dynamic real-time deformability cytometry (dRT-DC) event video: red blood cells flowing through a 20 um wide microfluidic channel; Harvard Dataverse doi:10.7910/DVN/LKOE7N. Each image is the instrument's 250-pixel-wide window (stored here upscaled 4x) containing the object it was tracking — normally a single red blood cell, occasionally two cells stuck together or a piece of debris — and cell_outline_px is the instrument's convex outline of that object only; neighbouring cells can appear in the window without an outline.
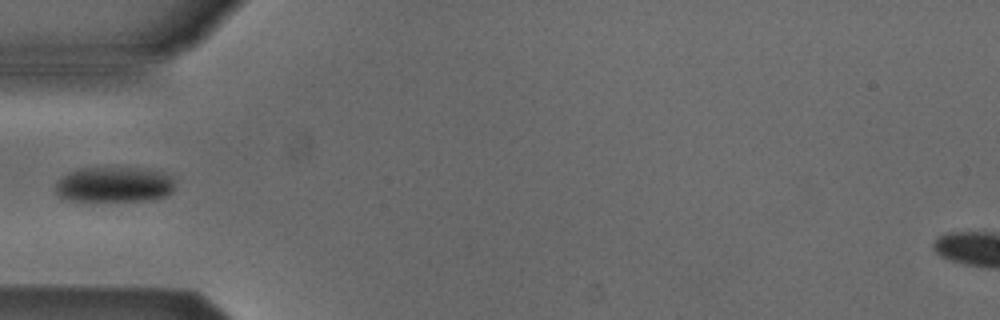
{"species": "Egyptian fruit bat (a non-hibernating species)", "species_latin": "Rousettus aegyptiacus", "temperature_condition": "cold", "stored_images_in_passage": 5, "camera_frame_rate_fps": 3000, "um_per_image_px": 0.085, "animal": {"sex": "male"}, "frame": {"image": 1, "passage_image": 4, "time_ms": 1.0, "image_size_px": [1000, 320], "cell_outline_px": [[176, 188], [168, 196], [156, 200], [64, 200], [56, 192], [56, 184], [68, 172], [80, 168], [136, 168], [164, 172], [172, 176]], "centroid_in_image_um": [9.78, 15.69], "position_along_channel_um": 75.2, "area_um2": 24.68}}